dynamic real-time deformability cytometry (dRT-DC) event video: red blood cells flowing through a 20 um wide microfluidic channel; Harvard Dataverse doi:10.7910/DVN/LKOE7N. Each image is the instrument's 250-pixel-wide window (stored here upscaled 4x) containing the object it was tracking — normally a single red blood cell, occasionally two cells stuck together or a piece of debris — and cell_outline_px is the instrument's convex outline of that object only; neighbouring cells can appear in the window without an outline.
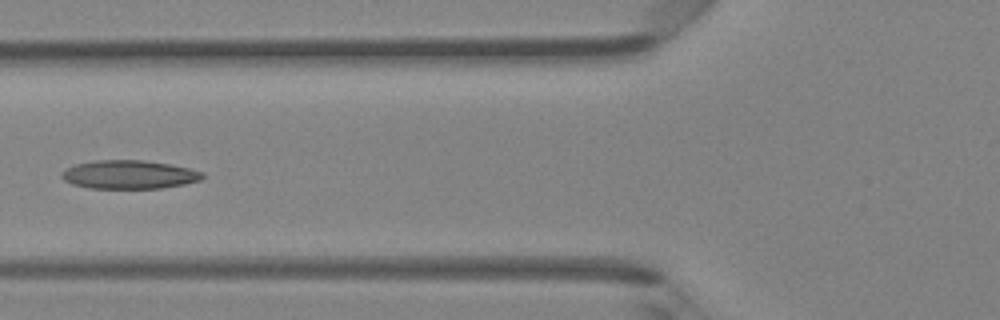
{"species": "Egyptian fruit bat (a non-hibernating species)", "species_latin": "Rousettus aegyptiacus", "temperature_condition": "room temperature", "stored_images_in_passage": 7, "camera_frame_rate_fps": 3000, "um_per_image_px": 0.085, "animal": {"sex": "female"}, "frame": {"image": 1, "passage_image": 6, "time_ms": 1.667, "image_size_px": [1000, 320], "cell_outline_px": [[204, 176], [200, 180], [184, 184], [164, 188], [88, 188], [72, 184], [64, 180], [60, 176], [60, 172], [64, 168], [76, 164], [96, 160], [144, 160], [168, 164], [188, 168], [204, 172]], "centroid_in_image_um": [10.94, 14.84], "position_along_channel_um": 114.9, "area_um2": 23.52}}
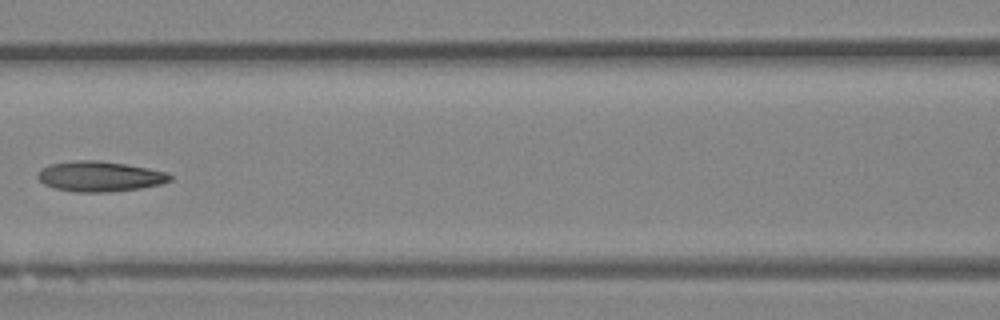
{"frame": {"image": 2, "passage_image": 7, "time_ms": 2.0, "image_size_px": [1000, 320], "cell_outline_px": [[172, 180], [160, 184], [140, 188], [108, 192], [76, 192], [56, 188], [44, 184], [36, 176], [40, 168], [52, 164], [80, 160], [100, 160], [148, 168], [168, 172], [172, 176]], "centroid_in_image_um": [8.49, 14.99], "position_along_channel_um": 158.1, "area_um2": 23.24}}